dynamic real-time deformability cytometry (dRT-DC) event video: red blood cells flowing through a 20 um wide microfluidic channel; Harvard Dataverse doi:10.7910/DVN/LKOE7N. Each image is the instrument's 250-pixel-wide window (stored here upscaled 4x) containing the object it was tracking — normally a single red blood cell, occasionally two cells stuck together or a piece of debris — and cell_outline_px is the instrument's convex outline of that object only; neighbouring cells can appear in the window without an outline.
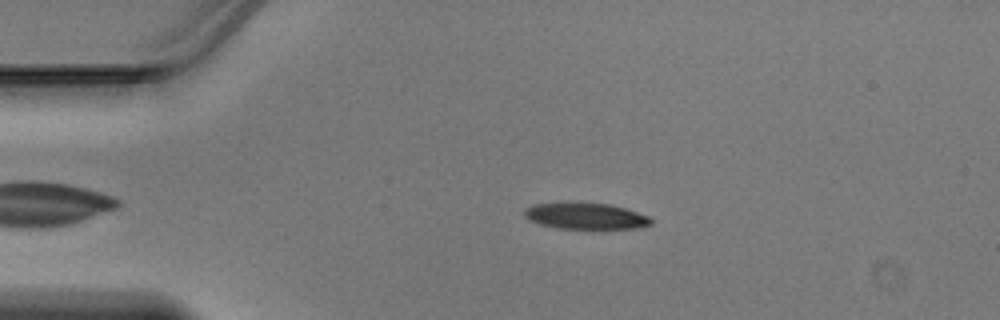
{"species": "Egyptian fruit bat (a non-hibernating species)", "species_latin": "Rousettus aegyptiacus", "temperature_condition": "warm", "stored_images_in_passage": 39, "camera_frame_rate_fps": 3000, "um_per_image_px": 0.085, "animal": {"sex": "male"}, "frame": {"image": 1, "passage_image": 2, "time_ms": 0.333, "image_size_px": [1000, 320], "cell_outline_px": [[652, 224], [640, 228], [560, 228], [540, 224], [528, 220], [524, 216], [524, 208], [532, 204], [564, 200], [576, 200], [612, 204], [648, 216], [652, 220]], "centroid_in_image_um": [49.7, 18.3], "position_along_channel_um": 35.3, "area_um2": 20.17}}
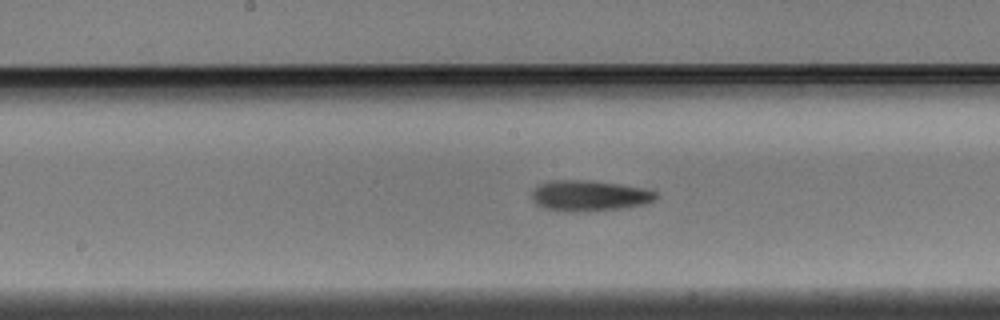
{"frame": {"image": 2, "passage_image": 16, "time_ms": 5.0, "image_size_px": [1000, 320], "cell_outline_px": [[656, 196], [652, 200], [644, 204], [628, 208], [588, 212], [572, 212], [544, 208], [536, 204], [532, 200], [532, 188], [540, 184], [552, 180], [592, 180], [620, 184], [644, 188], [656, 192]], "centroid_in_image_um": [50.07, 16.64], "position_along_channel_um": 198.1, "area_um2": 22.54}}
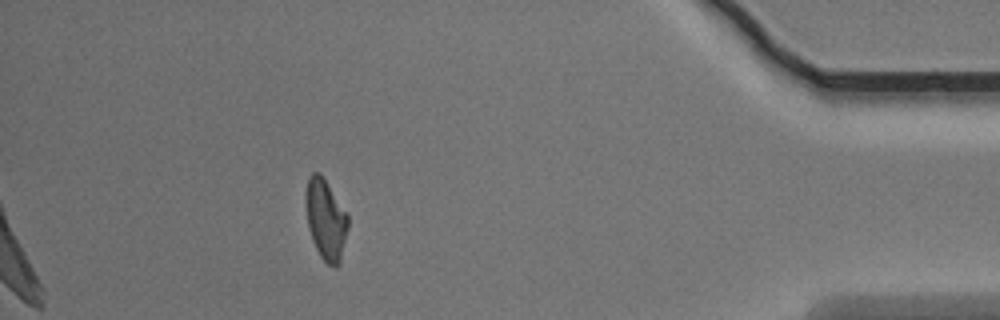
{"frame": {"image": 3, "passage_image": 34, "time_ms": 11.0, "image_size_px": [1000, 320], "cell_outline_px": [[348, 228], [340, 264], [336, 268], [328, 264], [320, 256], [312, 240], [308, 228], [304, 200], [304, 196], [308, 176], [312, 172], [320, 172], [324, 176], [348, 216]], "centroid_in_image_um": [27.66, 18.62], "position_along_channel_um": 407.5, "area_um2": 20.23}}